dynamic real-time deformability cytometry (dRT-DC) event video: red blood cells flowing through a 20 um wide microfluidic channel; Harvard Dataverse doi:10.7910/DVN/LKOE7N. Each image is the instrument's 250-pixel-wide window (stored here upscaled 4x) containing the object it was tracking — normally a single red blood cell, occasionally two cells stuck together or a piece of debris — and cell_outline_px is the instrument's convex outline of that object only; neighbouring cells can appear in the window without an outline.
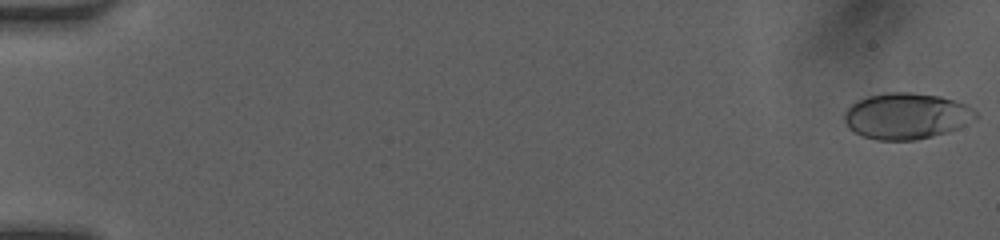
{"species": "human", "species_latin": "Homo sapiens", "temperature_condition": "room temperature", "stored_images_in_passage": 50, "camera_frame_rate_fps": 3000, "um_per_image_px": 0.085, "donor": {"sex": "female"}, "frame": {"image": 1, "passage_image": 1, "time_ms": 0.0, "image_size_px": [1000, 240], "cell_outline_px": [[976, 120], [956, 128], [932, 136], [916, 140], [876, 140], [864, 136], [848, 128], [844, 120], [844, 112], [856, 100], [868, 96], [884, 92], [912, 92], [940, 96], [956, 100], [972, 108], [976, 112]], "centroid_in_image_um": [77.03, 9.84], "position_along_channel_um": 8.0, "area_um2": 35.32}}
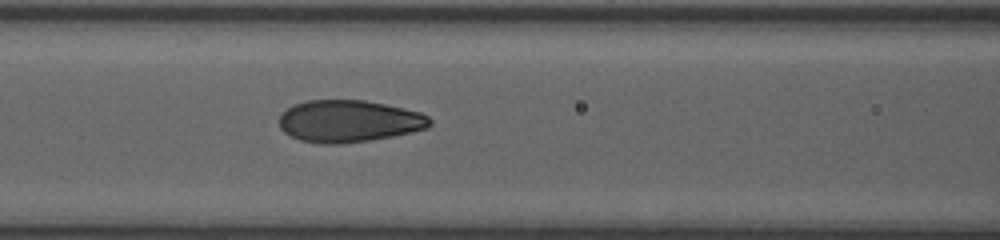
{"frame": {"image": 2, "passage_image": 23, "time_ms": 7.333, "image_size_px": [1000, 240], "cell_outline_px": [[432, 124], [428, 128], [412, 132], [392, 136], [368, 140], [340, 144], [324, 144], [300, 140], [284, 132], [280, 128], [280, 116], [292, 104], [308, 100], [364, 100], [384, 104], [420, 112], [428, 116], [432, 120]], "centroid_in_image_um": [29.67, 10.3], "position_along_channel_um": 136.9, "area_um2": 36.82}}
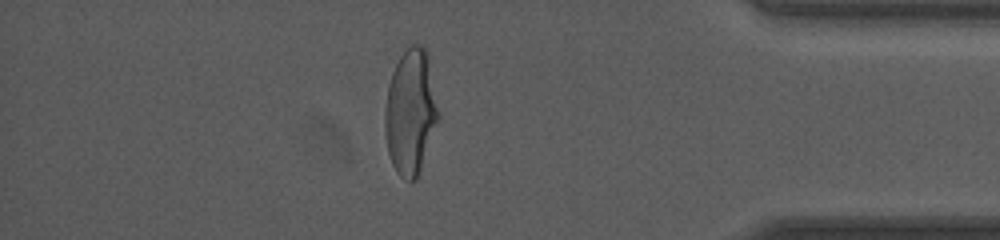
{"frame": {"image": 3, "passage_image": 44, "time_ms": 14.333, "image_size_px": [1000, 240], "cell_outline_px": [[440, 120], [416, 180], [408, 180], [400, 176], [396, 172], [392, 164], [388, 152], [384, 128], [384, 108], [388, 84], [392, 72], [400, 56], [412, 44], [420, 44], [428, 52], [440, 112]], "centroid_in_image_um": [34.92, 9.51], "position_along_channel_um": 400.3, "area_um2": 39.71}, "authors_computed_cell_mechanics": {"area_um2": 36.6452, "velocity_mm_per_s": 4.1798, "shape_relaxation_time_tau1_ms": 3.5123, "shape_relaxation_time_tau2_ms": null, "deformation_change_tau1": 0.1804, "deformation_change_tau2": null}}